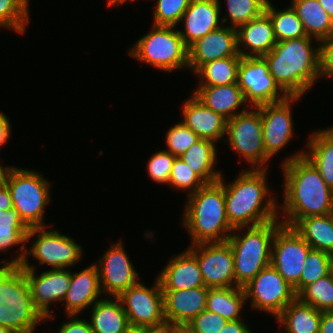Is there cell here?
<instances>
[{"mask_svg":"<svg viewBox=\"0 0 333 333\" xmlns=\"http://www.w3.org/2000/svg\"><path fill=\"white\" fill-rule=\"evenodd\" d=\"M305 36L277 42L263 58L270 74L289 96H303L320 77V44Z\"/></svg>","mask_w":333,"mask_h":333,"instance_id":"obj_4","label":"cell"},{"mask_svg":"<svg viewBox=\"0 0 333 333\" xmlns=\"http://www.w3.org/2000/svg\"><path fill=\"white\" fill-rule=\"evenodd\" d=\"M2 145H5V144H0V146H2ZM13 168H14V166L4 167V166L1 165V163H0V170H3L6 174H7L11 169H13Z\"/></svg>","mask_w":333,"mask_h":333,"instance_id":"obj_58","label":"cell"},{"mask_svg":"<svg viewBox=\"0 0 333 333\" xmlns=\"http://www.w3.org/2000/svg\"><path fill=\"white\" fill-rule=\"evenodd\" d=\"M37 324L40 322L24 321L13 333H34Z\"/></svg>","mask_w":333,"mask_h":333,"instance_id":"obj_53","label":"cell"},{"mask_svg":"<svg viewBox=\"0 0 333 333\" xmlns=\"http://www.w3.org/2000/svg\"><path fill=\"white\" fill-rule=\"evenodd\" d=\"M293 229L312 249L333 253V213L300 219Z\"/></svg>","mask_w":333,"mask_h":333,"instance_id":"obj_31","label":"cell"},{"mask_svg":"<svg viewBox=\"0 0 333 333\" xmlns=\"http://www.w3.org/2000/svg\"><path fill=\"white\" fill-rule=\"evenodd\" d=\"M7 185L13 208L19 212L22 221L29 227H45V206L50 202L51 183L43 175L34 170L18 167L11 169L6 175Z\"/></svg>","mask_w":333,"mask_h":333,"instance_id":"obj_8","label":"cell"},{"mask_svg":"<svg viewBox=\"0 0 333 333\" xmlns=\"http://www.w3.org/2000/svg\"><path fill=\"white\" fill-rule=\"evenodd\" d=\"M237 83L245 101L252 107L281 102L289 97L270 74L263 57H241Z\"/></svg>","mask_w":333,"mask_h":333,"instance_id":"obj_10","label":"cell"},{"mask_svg":"<svg viewBox=\"0 0 333 333\" xmlns=\"http://www.w3.org/2000/svg\"><path fill=\"white\" fill-rule=\"evenodd\" d=\"M182 328L181 325L172 321L164 320L158 324L141 328V333H177Z\"/></svg>","mask_w":333,"mask_h":333,"instance_id":"obj_48","label":"cell"},{"mask_svg":"<svg viewBox=\"0 0 333 333\" xmlns=\"http://www.w3.org/2000/svg\"><path fill=\"white\" fill-rule=\"evenodd\" d=\"M29 230L30 228L22 221L16 209L11 208L0 214V251L7 252L8 248L22 244L21 253L0 267L7 277L19 267L26 255L28 247L25 243H27L26 237Z\"/></svg>","mask_w":333,"mask_h":333,"instance_id":"obj_26","label":"cell"},{"mask_svg":"<svg viewBox=\"0 0 333 333\" xmlns=\"http://www.w3.org/2000/svg\"><path fill=\"white\" fill-rule=\"evenodd\" d=\"M228 17L231 21L229 27L238 29L250 20L262 15L267 6L264 0H225ZM232 25V26H231Z\"/></svg>","mask_w":333,"mask_h":333,"instance_id":"obj_38","label":"cell"},{"mask_svg":"<svg viewBox=\"0 0 333 333\" xmlns=\"http://www.w3.org/2000/svg\"><path fill=\"white\" fill-rule=\"evenodd\" d=\"M297 297L320 311H333V277L330 273L307 285Z\"/></svg>","mask_w":333,"mask_h":333,"instance_id":"obj_36","label":"cell"},{"mask_svg":"<svg viewBox=\"0 0 333 333\" xmlns=\"http://www.w3.org/2000/svg\"><path fill=\"white\" fill-rule=\"evenodd\" d=\"M217 149L215 142L200 139L189 147L179 158L183 160L206 183H214L220 180L222 172L213 168L217 161Z\"/></svg>","mask_w":333,"mask_h":333,"instance_id":"obj_32","label":"cell"},{"mask_svg":"<svg viewBox=\"0 0 333 333\" xmlns=\"http://www.w3.org/2000/svg\"><path fill=\"white\" fill-rule=\"evenodd\" d=\"M277 219L264 224L234 228L227 242L232 248L236 287L247 285L263 268L271 264L272 242L282 226ZM247 230L244 233L239 231ZM236 231V233H234Z\"/></svg>","mask_w":333,"mask_h":333,"instance_id":"obj_6","label":"cell"},{"mask_svg":"<svg viewBox=\"0 0 333 333\" xmlns=\"http://www.w3.org/2000/svg\"><path fill=\"white\" fill-rule=\"evenodd\" d=\"M227 321L219 314L203 310L184 327L190 333H219Z\"/></svg>","mask_w":333,"mask_h":333,"instance_id":"obj_44","label":"cell"},{"mask_svg":"<svg viewBox=\"0 0 333 333\" xmlns=\"http://www.w3.org/2000/svg\"><path fill=\"white\" fill-rule=\"evenodd\" d=\"M330 254L311 249L304 261V270L299 281V293L309 284L327 276L329 271Z\"/></svg>","mask_w":333,"mask_h":333,"instance_id":"obj_39","label":"cell"},{"mask_svg":"<svg viewBox=\"0 0 333 333\" xmlns=\"http://www.w3.org/2000/svg\"><path fill=\"white\" fill-rule=\"evenodd\" d=\"M311 246L293 229L282 225L272 242L271 265L299 294V281L304 261Z\"/></svg>","mask_w":333,"mask_h":333,"instance_id":"obj_13","label":"cell"},{"mask_svg":"<svg viewBox=\"0 0 333 333\" xmlns=\"http://www.w3.org/2000/svg\"><path fill=\"white\" fill-rule=\"evenodd\" d=\"M23 322L17 304L8 295L0 297V333H13Z\"/></svg>","mask_w":333,"mask_h":333,"instance_id":"obj_45","label":"cell"},{"mask_svg":"<svg viewBox=\"0 0 333 333\" xmlns=\"http://www.w3.org/2000/svg\"><path fill=\"white\" fill-rule=\"evenodd\" d=\"M220 7L219 0H192L181 19L185 29L178 30L187 47L222 26Z\"/></svg>","mask_w":333,"mask_h":333,"instance_id":"obj_20","label":"cell"},{"mask_svg":"<svg viewBox=\"0 0 333 333\" xmlns=\"http://www.w3.org/2000/svg\"><path fill=\"white\" fill-rule=\"evenodd\" d=\"M201 138L188 128L182 120L172 126L166 134L167 150L172 155L179 157Z\"/></svg>","mask_w":333,"mask_h":333,"instance_id":"obj_42","label":"cell"},{"mask_svg":"<svg viewBox=\"0 0 333 333\" xmlns=\"http://www.w3.org/2000/svg\"><path fill=\"white\" fill-rule=\"evenodd\" d=\"M251 307L268 312L275 318L297 297L294 288L270 264L244 287Z\"/></svg>","mask_w":333,"mask_h":333,"instance_id":"obj_12","label":"cell"},{"mask_svg":"<svg viewBox=\"0 0 333 333\" xmlns=\"http://www.w3.org/2000/svg\"><path fill=\"white\" fill-rule=\"evenodd\" d=\"M123 246L122 241L112 244L100 262L95 264L102 293H107L110 297H119L140 280Z\"/></svg>","mask_w":333,"mask_h":333,"instance_id":"obj_16","label":"cell"},{"mask_svg":"<svg viewBox=\"0 0 333 333\" xmlns=\"http://www.w3.org/2000/svg\"><path fill=\"white\" fill-rule=\"evenodd\" d=\"M332 213H333V189H332Z\"/></svg>","mask_w":333,"mask_h":333,"instance_id":"obj_62","label":"cell"},{"mask_svg":"<svg viewBox=\"0 0 333 333\" xmlns=\"http://www.w3.org/2000/svg\"><path fill=\"white\" fill-rule=\"evenodd\" d=\"M319 333H333V311H322Z\"/></svg>","mask_w":333,"mask_h":333,"instance_id":"obj_52","label":"cell"},{"mask_svg":"<svg viewBox=\"0 0 333 333\" xmlns=\"http://www.w3.org/2000/svg\"><path fill=\"white\" fill-rule=\"evenodd\" d=\"M187 249L197 258L206 287H236L234 257L227 241L199 243Z\"/></svg>","mask_w":333,"mask_h":333,"instance_id":"obj_14","label":"cell"},{"mask_svg":"<svg viewBox=\"0 0 333 333\" xmlns=\"http://www.w3.org/2000/svg\"><path fill=\"white\" fill-rule=\"evenodd\" d=\"M176 156L166 150L154 153L148 160L147 171L151 180L168 184L171 169Z\"/></svg>","mask_w":333,"mask_h":333,"instance_id":"obj_43","label":"cell"},{"mask_svg":"<svg viewBox=\"0 0 333 333\" xmlns=\"http://www.w3.org/2000/svg\"><path fill=\"white\" fill-rule=\"evenodd\" d=\"M120 333H141V327L129 325Z\"/></svg>","mask_w":333,"mask_h":333,"instance_id":"obj_56","label":"cell"},{"mask_svg":"<svg viewBox=\"0 0 333 333\" xmlns=\"http://www.w3.org/2000/svg\"><path fill=\"white\" fill-rule=\"evenodd\" d=\"M329 271H330V275L333 277V253L330 254Z\"/></svg>","mask_w":333,"mask_h":333,"instance_id":"obj_59","label":"cell"},{"mask_svg":"<svg viewBox=\"0 0 333 333\" xmlns=\"http://www.w3.org/2000/svg\"><path fill=\"white\" fill-rule=\"evenodd\" d=\"M301 96H289L286 100L258 106L263 125V141L266 154L272 158L291 141L293 119L291 104Z\"/></svg>","mask_w":333,"mask_h":333,"instance_id":"obj_17","label":"cell"},{"mask_svg":"<svg viewBox=\"0 0 333 333\" xmlns=\"http://www.w3.org/2000/svg\"><path fill=\"white\" fill-rule=\"evenodd\" d=\"M246 303L244 288H209L206 310L221 315L228 321L241 319V310Z\"/></svg>","mask_w":333,"mask_h":333,"instance_id":"obj_33","label":"cell"},{"mask_svg":"<svg viewBox=\"0 0 333 333\" xmlns=\"http://www.w3.org/2000/svg\"><path fill=\"white\" fill-rule=\"evenodd\" d=\"M307 141L304 156L319 171L326 184L333 189V126L316 130Z\"/></svg>","mask_w":333,"mask_h":333,"instance_id":"obj_28","label":"cell"},{"mask_svg":"<svg viewBox=\"0 0 333 333\" xmlns=\"http://www.w3.org/2000/svg\"><path fill=\"white\" fill-rule=\"evenodd\" d=\"M6 173L3 170H0V186L4 184Z\"/></svg>","mask_w":333,"mask_h":333,"instance_id":"obj_60","label":"cell"},{"mask_svg":"<svg viewBox=\"0 0 333 333\" xmlns=\"http://www.w3.org/2000/svg\"><path fill=\"white\" fill-rule=\"evenodd\" d=\"M192 0H158L154 6V23L157 26L176 27Z\"/></svg>","mask_w":333,"mask_h":333,"instance_id":"obj_41","label":"cell"},{"mask_svg":"<svg viewBox=\"0 0 333 333\" xmlns=\"http://www.w3.org/2000/svg\"><path fill=\"white\" fill-rule=\"evenodd\" d=\"M242 56L221 58L203 64L196 72L198 86L228 85L238 82V68Z\"/></svg>","mask_w":333,"mask_h":333,"instance_id":"obj_34","label":"cell"},{"mask_svg":"<svg viewBox=\"0 0 333 333\" xmlns=\"http://www.w3.org/2000/svg\"><path fill=\"white\" fill-rule=\"evenodd\" d=\"M11 125L8 117L0 111V144H5L11 136Z\"/></svg>","mask_w":333,"mask_h":333,"instance_id":"obj_51","label":"cell"},{"mask_svg":"<svg viewBox=\"0 0 333 333\" xmlns=\"http://www.w3.org/2000/svg\"><path fill=\"white\" fill-rule=\"evenodd\" d=\"M29 0H0V27L25 33L29 23Z\"/></svg>","mask_w":333,"mask_h":333,"instance_id":"obj_37","label":"cell"},{"mask_svg":"<svg viewBox=\"0 0 333 333\" xmlns=\"http://www.w3.org/2000/svg\"><path fill=\"white\" fill-rule=\"evenodd\" d=\"M7 295V276L0 270V297Z\"/></svg>","mask_w":333,"mask_h":333,"instance_id":"obj_55","label":"cell"},{"mask_svg":"<svg viewBox=\"0 0 333 333\" xmlns=\"http://www.w3.org/2000/svg\"><path fill=\"white\" fill-rule=\"evenodd\" d=\"M112 298L100 299L92 306L89 322L93 333H120L129 326L120 299Z\"/></svg>","mask_w":333,"mask_h":333,"instance_id":"obj_30","label":"cell"},{"mask_svg":"<svg viewBox=\"0 0 333 333\" xmlns=\"http://www.w3.org/2000/svg\"><path fill=\"white\" fill-rule=\"evenodd\" d=\"M152 27L129 49V55L164 72L189 69L188 47L179 31L173 26Z\"/></svg>","mask_w":333,"mask_h":333,"instance_id":"obj_7","label":"cell"},{"mask_svg":"<svg viewBox=\"0 0 333 333\" xmlns=\"http://www.w3.org/2000/svg\"><path fill=\"white\" fill-rule=\"evenodd\" d=\"M208 287L183 290H162L164 317L184 327L200 312L206 310Z\"/></svg>","mask_w":333,"mask_h":333,"instance_id":"obj_19","label":"cell"},{"mask_svg":"<svg viewBox=\"0 0 333 333\" xmlns=\"http://www.w3.org/2000/svg\"><path fill=\"white\" fill-rule=\"evenodd\" d=\"M267 169L243 170L234 182L223 181L226 216L233 228L249 227L279 218V205L269 194ZM265 201V202H264Z\"/></svg>","mask_w":333,"mask_h":333,"instance_id":"obj_3","label":"cell"},{"mask_svg":"<svg viewBox=\"0 0 333 333\" xmlns=\"http://www.w3.org/2000/svg\"><path fill=\"white\" fill-rule=\"evenodd\" d=\"M103 294L97 266L91 264L80 272L71 273V283L65 295L66 315H78L93 306Z\"/></svg>","mask_w":333,"mask_h":333,"instance_id":"obj_23","label":"cell"},{"mask_svg":"<svg viewBox=\"0 0 333 333\" xmlns=\"http://www.w3.org/2000/svg\"><path fill=\"white\" fill-rule=\"evenodd\" d=\"M237 41L238 52L242 57H263L269 53L277 43L269 15L264 12L240 26L237 29Z\"/></svg>","mask_w":333,"mask_h":333,"instance_id":"obj_24","label":"cell"},{"mask_svg":"<svg viewBox=\"0 0 333 333\" xmlns=\"http://www.w3.org/2000/svg\"><path fill=\"white\" fill-rule=\"evenodd\" d=\"M37 270L25 255L19 267L7 277V295L17 304L24 321L52 319L50 305L64 302L71 283L70 269Z\"/></svg>","mask_w":333,"mask_h":333,"instance_id":"obj_2","label":"cell"},{"mask_svg":"<svg viewBox=\"0 0 333 333\" xmlns=\"http://www.w3.org/2000/svg\"><path fill=\"white\" fill-rule=\"evenodd\" d=\"M263 125L260 109L246 110L226 123V135L223 143L239 153L251 168H266L270 157L266 154L263 141Z\"/></svg>","mask_w":333,"mask_h":333,"instance_id":"obj_9","label":"cell"},{"mask_svg":"<svg viewBox=\"0 0 333 333\" xmlns=\"http://www.w3.org/2000/svg\"><path fill=\"white\" fill-rule=\"evenodd\" d=\"M177 333H190L185 327H182Z\"/></svg>","mask_w":333,"mask_h":333,"instance_id":"obj_61","label":"cell"},{"mask_svg":"<svg viewBox=\"0 0 333 333\" xmlns=\"http://www.w3.org/2000/svg\"><path fill=\"white\" fill-rule=\"evenodd\" d=\"M329 17L333 20V0H318Z\"/></svg>","mask_w":333,"mask_h":333,"instance_id":"obj_54","label":"cell"},{"mask_svg":"<svg viewBox=\"0 0 333 333\" xmlns=\"http://www.w3.org/2000/svg\"><path fill=\"white\" fill-rule=\"evenodd\" d=\"M157 277L162 290H183L205 286L197 258L188 249L173 255Z\"/></svg>","mask_w":333,"mask_h":333,"instance_id":"obj_22","label":"cell"},{"mask_svg":"<svg viewBox=\"0 0 333 333\" xmlns=\"http://www.w3.org/2000/svg\"><path fill=\"white\" fill-rule=\"evenodd\" d=\"M219 333H253L242 319L227 321Z\"/></svg>","mask_w":333,"mask_h":333,"instance_id":"obj_49","label":"cell"},{"mask_svg":"<svg viewBox=\"0 0 333 333\" xmlns=\"http://www.w3.org/2000/svg\"><path fill=\"white\" fill-rule=\"evenodd\" d=\"M206 182L199 177L186 163L176 157L171 169L168 185L178 190H191L188 195L197 192Z\"/></svg>","mask_w":333,"mask_h":333,"instance_id":"obj_40","label":"cell"},{"mask_svg":"<svg viewBox=\"0 0 333 333\" xmlns=\"http://www.w3.org/2000/svg\"><path fill=\"white\" fill-rule=\"evenodd\" d=\"M233 56H241L238 52L237 29L221 26L188 47L189 70L195 73L203 64Z\"/></svg>","mask_w":333,"mask_h":333,"instance_id":"obj_18","label":"cell"},{"mask_svg":"<svg viewBox=\"0 0 333 333\" xmlns=\"http://www.w3.org/2000/svg\"><path fill=\"white\" fill-rule=\"evenodd\" d=\"M291 6L308 37L320 44L333 35V20L318 0H292Z\"/></svg>","mask_w":333,"mask_h":333,"instance_id":"obj_27","label":"cell"},{"mask_svg":"<svg viewBox=\"0 0 333 333\" xmlns=\"http://www.w3.org/2000/svg\"><path fill=\"white\" fill-rule=\"evenodd\" d=\"M46 227L30 228L26 242L34 235L37 239L29 250L26 249V255L33 256L41 265L51 266L52 270L69 269L79 262L83 251L81 245L76 243L72 237L62 235L57 229L48 231Z\"/></svg>","mask_w":333,"mask_h":333,"instance_id":"obj_11","label":"cell"},{"mask_svg":"<svg viewBox=\"0 0 333 333\" xmlns=\"http://www.w3.org/2000/svg\"><path fill=\"white\" fill-rule=\"evenodd\" d=\"M127 315L129 325L145 327L165 320L163 291L157 277L154 286L147 287L139 281L118 297Z\"/></svg>","mask_w":333,"mask_h":333,"instance_id":"obj_15","label":"cell"},{"mask_svg":"<svg viewBox=\"0 0 333 333\" xmlns=\"http://www.w3.org/2000/svg\"><path fill=\"white\" fill-rule=\"evenodd\" d=\"M183 213L191 245L226 242L234 230L226 216L223 181L206 183L188 195Z\"/></svg>","mask_w":333,"mask_h":333,"instance_id":"obj_5","label":"cell"},{"mask_svg":"<svg viewBox=\"0 0 333 333\" xmlns=\"http://www.w3.org/2000/svg\"><path fill=\"white\" fill-rule=\"evenodd\" d=\"M320 77L333 78V35L320 43Z\"/></svg>","mask_w":333,"mask_h":333,"instance_id":"obj_46","label":"cell"},{"mask_svg":"<svg viewBox=\"0 0 333 333\" xmlns=\"http://www.w3.org/2000/svg\"><path fill=\"white\" fill-rule=\"evenodd\" d=\"M77 315H68L71 318L59 327L58 333H93L90 322L76 317Z\"/></svg>","mask_w":333,"mask_h":333,"instance_id":"obj_47","label":"cell"},{"mask_svg":"<svg viewBox=\"0 0 333 333\" xmlns=\"http://www.w3.org/2000/svg\"><path fill=\"white\" fill-rule=\"evenodd\" d=\"M322 311L296 297L277 317L286 333H319Z\"/></svg>","mask_w":333,"mask_h":333,"instance_id":"obj_29","label":"cell"},{"mask_svg":"<svg viewBox=\"0 0 333 333\" xmlns=\"http://www.w3.org/2000/svg\"><path fill=\"white\" fill-rule=\"evenodd\" d=\"M193 94L208 108L220 114L226 120H230L232 117L247 110L242 108L241 111H237L239 107L247 103L238 83L197 86Z\"/></svg>","mask_w":333,"mask_h":333,"instance_id":"obj_25","label":"cell"},{"mask_svg":"<svg viewBox=\"0 0 333 333\" xmlns=\"http://www.w3.org/2000/svg\"><path fill=\"white\" fill-rule=\"evenodd\" d=\"M265 12L269 15L277 42L298 39L307 36L303 23L292 6L284 10H276L271 2L267 3Z\"/></svg>","mask_w":333,"mask_h":333,"instance_id":"obj_35","label":"cell"},{"mask_svg":"<svg viewBox=\"0 0 333 333\" xmlns=\"http://www.w3.org/2000/svg\"><path fill=\"white\" fill-rule=\"evenodd\" d=\"M128 1H133V0H107V3L109 6H118V5H123L125 4V2H128Z\"/></svg>","mask_w":333,"mask_h":333,"instance_id":"obj_57","label":"cell"},{"mask_svg":"<svg viewBox=\"0 0 333 333\" xmlns=\"http://www.w3.org/2000/svg\"><path fill=\"white\" fill-rule=\"evenodd\" d=\"M13 208L10 191L4 183L0 186V214Z\"/></svg>","mask_w":333,"mask_h":333,"instance_id":"obj_50","label":"cell"},{"mask_svg":"<svg viewBox=\"0 0 333 333\" xmlns=\"http://www.w3.org/2000/svg\"><path fill=\"white\" fill-rule=\"evenodd\" d=\"M183 123L201 139L217 143L225 139L227 120L208 108L194 94L182 105Z\"/></svg>","mask_w":333,"mask_h":333,"instance_id":"obj_21","label":"cell"},{"mask_svg":"<svg viewBox=\"0 0 333 333\" xmlns=\"http://www.w3.org/2000/svg\"><path fill=\"white\" fill-rule=\"evenodd\" d=\"M305 151L284 159L283 204L281 223L293 227L300 219L332 213V189L319 171L304 156Z\"/></svg>","mask_w":333,"mask_h":333,"instance_id":"obj_1","label":"cell"}]
</instances>
